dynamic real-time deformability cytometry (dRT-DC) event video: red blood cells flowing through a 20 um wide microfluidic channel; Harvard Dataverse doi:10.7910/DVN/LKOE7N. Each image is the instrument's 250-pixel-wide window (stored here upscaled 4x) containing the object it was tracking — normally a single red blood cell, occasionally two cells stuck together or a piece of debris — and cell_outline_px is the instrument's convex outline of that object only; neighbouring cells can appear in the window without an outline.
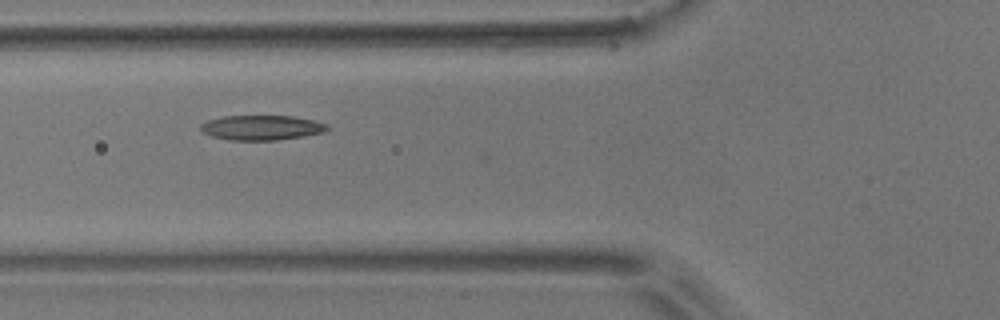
{"species": "common noctule bat (a hibernating species)", "species_latin": "Nyctalus noctula", "temperature_condition": "room temperature", "stored_images_in_passage": 7, "camera_frame_rate_fps": 3000, "um_per_image_px": 0.085, "animal": {"sex": "male", "body_mass_g": 17.9}, "frame": {"image": 1, "passage_image": 5, "time_ms": 4.667, "image_size_px": [1000, 320], "cell_outline_px": [[328, 128], [324, 132], [304, 136], [276, 140], [228, 140], [212, 136], [204, 132], [200, 128], [200, 124], [208, 120], [224, 116], [292, 116], [312, 120], [328, 124]], "centroid_in_image_um": [22.23, 10.85], "position_along_channel_um": 103.6, "area_um2": 18.21}}
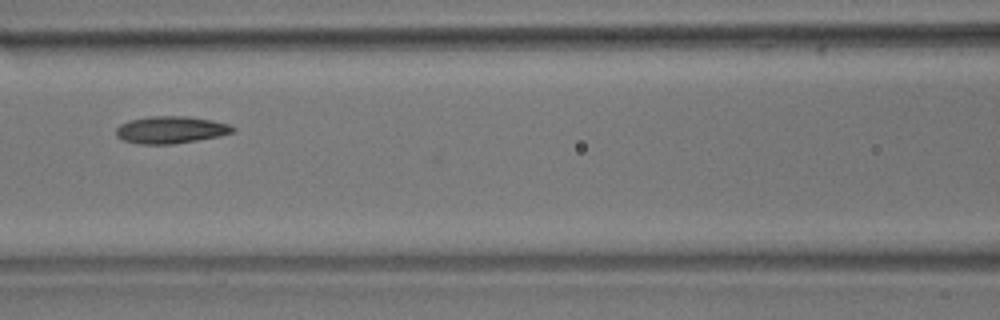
{"frame": {"image": 2, "passage_image": 6, "time_ms": 6.0, "image_size_px": [1000, 320], "cell_outline_px": [[236, 132], [220, 136], [172, 144], [140, 144], [124, 140], [116, 136], [116, 128], [120, 124], [128, 120], [148, 116], [184, 116], [212, 120], [228, 124], [236, 128]], "centroid_in_image_um": [14.52, 11.03], "position_along_channel_um": 152.1, "area_um2": 18.55}}
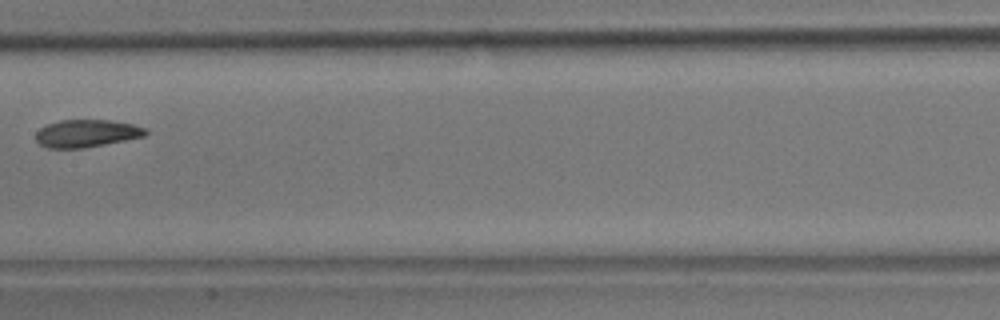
{"frame": {"image": 3, "passage_image": 7, "time_ms": 7.333, "image_size_px": [1000, 320], "cell_outline_px": [[148, 132], [144, 136], [84, 148], [48, 148], [40, 144], [36, 140], [36, 132], [40, 128], [48, 124], [60, 120], [108, 120], [132, 124], [148, 128]], "centroid_in_image_um": [7.36, 11.33], "position_along_channel_um": 200.0, "area_um2": 17.51}}